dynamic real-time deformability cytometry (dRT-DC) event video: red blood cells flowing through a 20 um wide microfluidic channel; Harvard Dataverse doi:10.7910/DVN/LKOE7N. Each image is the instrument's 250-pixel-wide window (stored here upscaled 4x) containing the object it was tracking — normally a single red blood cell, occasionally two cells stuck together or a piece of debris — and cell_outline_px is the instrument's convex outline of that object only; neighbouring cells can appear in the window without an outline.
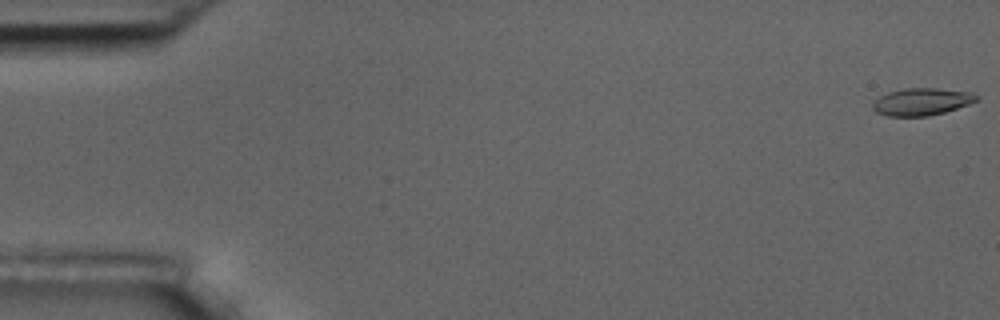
{"species": "common noctule bat (a hibernating species)", "species_latin": "Nyctalus noctula", "temperature_condition": "room temperature", "stored_images_in_passage": 5, "camera_frame_rate_fps": 3000, "um_per_image_px": 0.085, "animal": {"sex": "male", "body_mass_g": 17.5, "forearm_length_mm": 52.3}, "frame": {"image": 1, "passage_image": 1, "time_ms": 0.0, "image_size_px": [1000, 320], "cell_outline_px": [[980, 100], [944, 112], [928, 116], [888, 116], [876, 112], [872, 108], [872, 104], [880, 96], [888, 92], [904, 88], [936, 88], [972, 92], [980, 96]], "centroid_in_image_um": [78.37, 8.64], "position_along_channel_um": 6.6, "area_um2": 16.53}}
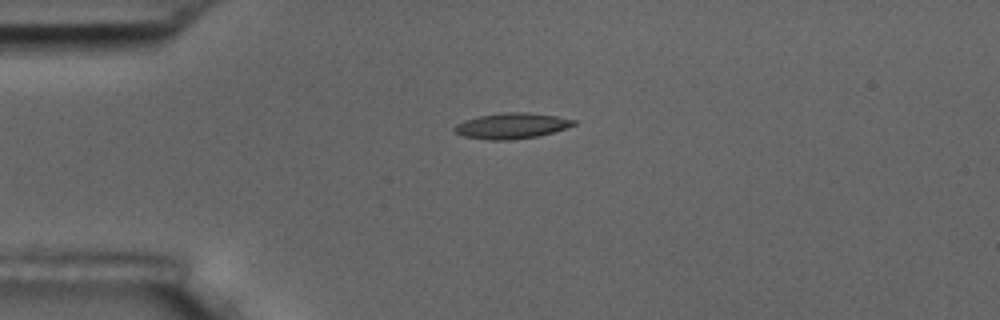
{"frame": {"image": 2, "passage_image": 5, "time_ms": 4.333, "image_size_px": [1000, 320], "cell_outline_px": [[576, 124], [552, 132], [536, 136], [508, 140], [488, 140], [464, 136], [456, 132], [452, 128], [456, 124], [464, 120], [480, 116], [504, 112], [524, 112], [556, 116], [576, 120]], "centroid_in_image_um": [43.45, 10.69], "position_along_channel_um": 41.5, "area_um2": 17.57}}